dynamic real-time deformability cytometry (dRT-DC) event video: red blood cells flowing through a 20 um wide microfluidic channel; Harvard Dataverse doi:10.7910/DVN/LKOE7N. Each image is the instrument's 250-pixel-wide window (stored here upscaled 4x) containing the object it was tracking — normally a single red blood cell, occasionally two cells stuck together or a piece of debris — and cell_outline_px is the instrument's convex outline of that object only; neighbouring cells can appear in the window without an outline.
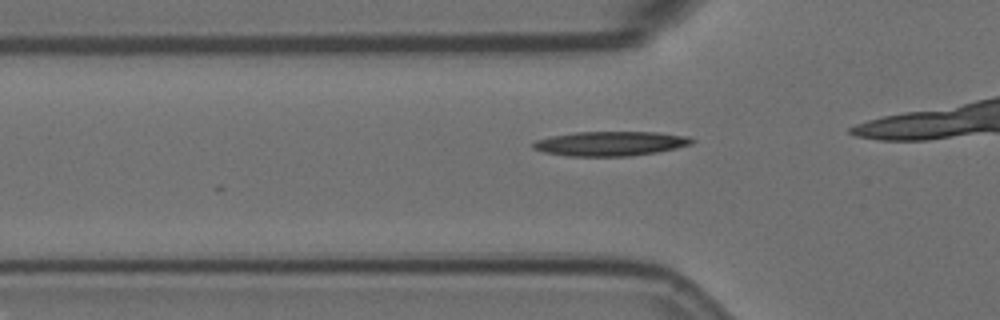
{"species": "Egyptian fruit bat (a non-hibernating species)", "species_latin": "Rousettus aegyptiacus", "temperature_condition": "room temperature", "stored_images_in_passage": 5, "segment_of_instrument_passage": [2, 2], "camera_frame_rate_fps": 3000, "um_per_image_px": 0.085, "animal": {"sex": "female"}, "frame": {"image": 1, "passage_image": 5, "time_ms": 1.333, "image_size_px": [1000, 320], "cell_outline_px": [[696, 140], [692, 144], [676, 148], [656, 152], [628, 156], [568, 156], [544, 152], [532, 148], [532, 144], [536, 140], [552, 136], [576, 132], [656, 132], [688, 136]], "centroid_in_image_um": [51.9, 12.2], "position_along_channel_um": 73.9, "area_um2": 22.6}}